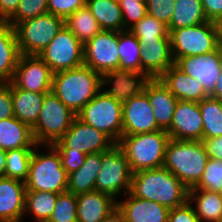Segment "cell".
I'll return each mask as SVG.
<instances>
[{
	"instance_id": "45",
	"label": "cell",
	"mask_w": 222,
	"mask_h": 222,
	"mask_svg": "<svg viewBox=\"0 0 222 222\" xmlns=\"http://www.w3.org/2000/svg\"><path fill=\"white\" fill-rule=\"evenodd\" d=\"M168 222H200L192 205L187 201L185 204L172 208L168 214Z\"/></svg>"
},
{
	"instance_id": "39",
	"label": "cell",
	"mask_w": 222,
	"mask_h": 222,
	"mask_svg": "<svg viewBox=\"0 0 222 222\" xmlns=\"http://www.w3.org/2000/svg\"><path fill=\"white\" fill-rule=\"evenodd\" d=\"M194 188L222 194V160L209 157L204 173Z\"/></svg>"
},
{
	"instance_id": "44",
	"label": "cell",
	"mask_w": 222,
	"mask_h": 222,
	"mask_svg": "<svg viewBox=\"0 0 222 222\" xmlns=\"http://www.w3.org/2000/svg\"><path fill=\"white\" fill-rule=\"evenodd\" d=\"M87 0H48V13L66 19L79 8L86 6Z\"/></svg>"
},
{
	"instance_id": "21",
	"label": "cell",
	"mask_w": 222,
	"mask_h": 222,
	"mask_svg": "<svg viewBox=\"0 0 222 222\" xmlns=\"http://www.w3.org/2000/svg\"><path fill=\"white\" fill-rule=\"evenodd\" d=\"M144 92L147 94L158 127L167 131L172 123L178 99L159 78L151 79Z\"/></svg>"
},
{
	"instance_id": "40",
	"label": "cell",
	"mask_w": 222,
	"mask_h": 222,
	"mask_svg": "<svg viewBox=\"0 0 222 222\" xmlns=\"http://www.w3.org/2000/svg\"><path fill=\"white\" fill-rule=\"evenodd\" d=\"M48 0H20L16 13L7 21L15 27L18 23L48 13Z\"/></svg>"
},
{
	"instance_id": "14",
	"label": "cell",
	"mask_w": 222,
	"mask_h": 222,
	"mask_svg": "<svg viewBox=\"0 0 222 222\" xmlns=\"http://www.w3.org/2000/svg\"><path fill=\"white\" fill-rule=\"evenodd\" d=\"M174 65L183 73L197 79L204 91L211 95L221 72L222 46L204 55L178 58Z\"/></svg>"
},
{
	"instance_id": "33",
	"label": "cell",
	"mask_w": 222,
	"mask_h": 222,
	"mask_svg": "<svg viewBox=\"0 0 222 222\" xmlns=\"http://www.w3.org/2000/svg\"><path fill=\"white\" fill-rule=\"evenodd\" d=\"M65 26L84 45L102 31L97 20L87 6L79 8L65 19Z\"/></svg>"
},
{
	"instance_id": "51",
	"label": "cell",
	"mask_w": 222,
	"mask_h": 222,
	"mask_svg": "<svg viewBox=\"0 0 222 222\" xmlns=\"http://www.w3.org/2000/svg\"><path fill=\"white\" fill-rule=\"evenodd\" d=\"M210 96L222 101V67L215 88Z\"/></svg>"
},
{
	"instance_id": "29",
	"label": "cell",
	"mask_w": 222,
	"mask_h": 222,
	"mask_svg": "<svg viewBox=\"0 0 222 222\" xmlns=\"http://www.w3.org/2000/svg\"><path fill=\"white\" fill-rule=\"evenodd\" d=\"M188 202L192 205L200 222L220 221L222 194L192 187L188 192Z\"/></svg>"
},
{
	"instance_id": "30",
	"label": "cell",
	"mask_w": 222,
	"mask_h": 222,
	"mask_svg": "<svg viewBox=\"0 0 222 222\" xmlns=\"http://www.w3.org/2000/svg\"><path fill=\"white\" fill-rule=\"evenodd\" d=\"M89 8L102 30L123 31L124 21L118 0H87Z\"/></svg>"
},
{
	"instance_id": "31",
	"label": "cell",
	"mask_w": 222,
	"mask_h": 222,
	"mask_svg": "<svg viewBox=\"0 0 222 222\" xmlns=\"http://www.w3.org/2000/svg\"><path fill=\"white\" fill-rule=\"evenodd\" d=\"M168 30L195 26L207 22L201 0H176Z\"/></svg>"
},
{
	"instance_id": "47",
	"label": "cell",
	"mask_w": 222,
	"mask_h": 222,
	"mask_svg": "<svg viewBox=\"0 0 222 222\" xmlns=\"http://www.w3.org/2000/svg\"><path fill=\"white\" fill-rule=\"evenodd\" d=\"M208 21L217 22L222 18V0H201Z\"/></svg>"
},
{
	"instance_id": "3",
	"label": "cell",
	"mask_w": 222,
	"mask_h": 222,
	"mask_svg": "<svg viewBox=\"0 0 222 222\" xmlns=\"http://www.w3.org/2000/svg\"><path fill=\"white\" fill-rule=\"evenodd\" d=\"M208 158L202 141L170 139L163 167L190 189L200 181Z\"/></svg>"
},
{
	"instance_id": "52",
	"label": "cell",
	"mask_w": 222,
	"mask_h": 222,
	"mask_svg": "<svg viewBox=\"0 0 222 222\" xmlns=\"http://www.w3.org/2000/svg\"><path fill=\"white\" fill-rule=\"evenodd\" d=\"M6 151L0 148V177L5 175Z\"/></svg>"
},
{
	"instance_id": "15",
	"label": "cell",
	"mask_w": 222,
	"mask_h": 222,
	"mask_svg": "<svg viewBox=\"0 0 222 222\" xmlns=\"http://www.w3.org/2000/svg\"><path fill=\"white\" fill-rule=\"evenodd\" d=\"M59 141L66 148L72 151L80 150L86 155L108 151L115 145L106 134L86 124L77 116Z\"/></svg>"
},
{
	"instance_id": "34",
	"label": "cell",
	"mask_w": 222,
	"mask_h": 222,
	"mask_svg": "<svg viewBox=\"0 0 222 222\" xmlns=\"http://www.w3.org/2000/svg\"><path fill=\"white\" fill-rule=\"evenodd\" d=\"M58 194L26 190L24 217L29 214L34 222H47L54 210Z\"/></svg>"
},
{
	"instance_id": "22",
	"label": "cell",
	"mask_w": 222,
	"mask_h": 222,
	"mask_svg": "<svg viewBox=\"0 0 222 222\" xmlns=\"http://www.w3.org/2000/svg\"><path fill=\"white\" fill-rule=\"evenodd\" d=\"M141 72L151 79L160 78L174 65L170 40L146 41L141 45Z\"/></svg>"
},
{
	"instance_id": "24",
	"label": "cell",
	"mask_w": 222,
	"mask_h": 222,
	"mask_svg": "<svg viewBox=\"0 0 222 222\" xmlns=\"http://www.w3.org/2000/svg\"><path fill=\"white\" fill-rule=\"evenodd\" d=\"M116 208L117 200L109 194L93 191L77 195L79 222H101Z\"/></svg>"
},
{
	"instance_id": "50",
	"label": "cell",
	"mask_w": 222,
	"mask_h": 222,
	"mask_svg": "<svg viewBox=\"0 0 222 222\" xmlns=\"http://www.w3.org/2000/svg\"><path fill=\"white\" fill-rule=\"evenodd\" d=\"M101 222H125V218L123 213L118 208H116Z\"/></svg>"
},
{
	"instance_id": "43",
	"label": "cell",
	"mask_w": 222,
	"mask_h": 222,
	"mask_svg": "<svg viewBox=\"0 0 222 222\" xmlns=\"http://www.w3.org/2000/svg\"><path fill=\"white\" fill-rule=\"evenodd\" d=\"M147 14L155 19L169 25L173 13L176 0H145Z\"/></svg>"
},
{
	"instance_id": "38",
	"label": "cell",
	"mask_w": 222,
	"mask_h": 222,
	"mask_svg": "<svg viewBox=\"0 0 222 222\" xmlns=\"http://www.w3.org/2000/svg\"><path fill=\"white\" fill-rule=\"evenodd\" d=\"M77 220V195L68 191L58 194L54 210L47 222H73Z\"/></svg>"
},
{
	"instance_id": "46",
	"label": "cell",
	"mask_w": 222,
	"mask_h": 222,
	"mask_svg": "<svg viewBox=\"0 0 222 222\" xmlns=\"http://www.w3.org/2000/svg\"><path fill=\"white\" fill-rule=\"evenodd\" d=\"M13 116L11 83H0V121Z\"/></svg>"
},
{
	"instance_id": "13",
	"label": "cell",
	"mask_w": 222,
	"mask_h": 222,
	"mask_svg": "<svg viewBox=\"0 0 222 222\" xmlns=\"http://www.w3.org/2000/svg\"><path fill=\"white\" fill-rule=\"evenodd\" d=\"M53 73L39 55L19 56L11 84L26 91L46 94L51 92Z\"/></svg>"
},
{
	"instance_id": "8",
	"label": "cell",
	"mask_w": 222,
	"mask_h": 222,
	"mask_svg": "<svg viewBox=\"0 0 222 222\" xmlns=\"http://www.w3.org/2000/svg\"><path fill=\"white\" fill-rule=\"evenodd\" d=\"M77 117L106 134L115 144L123 136L122 104L103 90L82 108Z\"/></svg>"
},
{
	"instance_id": "28",
	"label": "cell",
	"mask_w": 222,
	"mask_h": 222,
	"mask_svg": "<svg viewBox=\"0 0 222 222\" xmlns=\"http://www.w3.org/2000/svg\"><path fill=\"white\" fill-rule=\"evenodd\" d=\"M14 116L31 128L37 122L45 94L34 93L11 84Z\"/></svg>"
},
{
	"instance_id": "2",
	"label": "cell",
	"mask_w": 222,
	"mask_h": 222,
	"mask_svg": "<svg viewBox=\"0 0 222 222\" xmlns=\"http://www.w3.org/2000/svg\"><path fill=\"white\" fill-rule=\"evenodd\" d=\"M102 90V75L86 65L53 74L51 91L75 114Z\"/></svg>"
},
{
	"instance_id": "4",
	"label": "cell",
	"mask_w": 222,
	"mask_h": 222,
	"mask_svg": "<svg viewBox=\"0 0 222 222\" xmlns=\"http://www.w3.org/2000/svg\"><path fill=\"white\" fill-rule=\"evenodd\" d=\"M41 147H45V151L47 149L46 153L39 150ZM67 184L68 174L61 166L58 150L53 145L37 144L29 164V175L25 182L26 190L60 194L67 191Z\"/></svg>"
},
{
	"instance_id": "37",
	"label": "cell",
	"mask_w": 222,
	"mask_h": 222,
	"mask_svg": "<svg viewBox=\"0 0 222 222\" xmlns=\"http://www.w3.org/2000/svg\"><path fill=\"white\" fill-rule=\"evenodd\" d=\"M130 31L141 45L146 41L170 40L167 25L148 14L133 25Z\"/></svg>"
},
{
	"instance_id": "18",
	"label": "cell",
	"mask_w": 222,
	"mask_h": 222,
	"mask_svg": "<svg viewBox=\"0 0 222 222\" xmlns=\"http://www.w3.org/2000/svg\"><path fill=\"white\" fill-rule=\"evenodd\" d=\"M122 110L123 136L161 130L157 125L152 107L145 92L123 103Z\"/></svg>"
},
{
	"instance_id": "27",
	"label": "cell",
	"mask_w": 222,
	"mask_h": 222,
	"mask_svg": "<svg viewBox=\"0 0 222 222\" xmlns=\"http://www.w3.org/2000/svg\"><path fill=\"white\" fill-rule=\"evenodd\" d=\"M102 152L85 156L84 164L68 174L67 191L75 195L95 191V181L101 169Z\"/></svg>"
},
{
	"instance_id": "36",
	"label": "cell",
	"mask_w": 222,
	"mask_h": 222,
	"mask_svg": "<svg viewBox=\"0 0 222 222\" xmlns=\"http://www.w3.org/2000/svg\"><path fill=\"white\" fill-rule=\"evenodd\" d=\"M34 148H18L6 151L4 177L26 182L29 175V164Z\"/></svg>"
},
{
	"instance_id": "6",
	"label": "cell",
	"mask_w": 222,
	"mask_h": 222,
	"mask_svg": "<svg viewBox=\"0 0 222 222\" xmlns=\"http://www.w3.org/2000/svg\"><path fill=\"white\" fill-rule=\"evenodd\" d=\"M76 116L52 91L46 93L39 118L32 127L36 144L54 145L65 135Z\"/></svg>"
},
{
	"instance_id": "42",
	"label": "cell",
	"mask_w": 222,
	"mask_h": 222,
	"mask_svg": "<svg viewBox=\"0 0 222 222\" xmlns=\"http://www.w3.org/2000/svg\"><path fill=\"white\" fill-rule=\"evenodd\" d=\"M53 146L58 150L61 166L66 170L67 174L78 170L84 164L86 154L82 151H72V149L66 148L60 141H57Z\"/></svg>"
},
{
	"instance_id": "53",
	"label": "cell",
	"mask_w": 222,
	"mask_h": 222,
	"mask_svg": "<svg viewBox=\"0 0 222 222\" xmlns=\"http://www.w3.org/2000/svg\"><path fill=\"white\" fill-rule=\"evenodd\" d=\"M216 23L218 28L219 42L220 45L222 46V18L219 19Z\"/></svg>"
},
{
	"instance_id": "10",
	"label": "cell",
	"mask_w": 222,
	"mask_h": 222,
	"mask_svg": "<svg viewBox=\"0 0 222 222\" xmlns=\"http://www.w3.org/2000/svg\"><path fill=\"white\" fill-rule=\"evenodd\" d=\"M65 26V19L46 13L18 23L14 29L20 54L38 55Z\"/></svg>"
},
{
	"instance_id": "20",
	"label": "cell",
	"mask_w": 222,
	"mask_h": 222,
	"mask_svg": "<svg viewBox=\"0 0 222 222\" xmlns=\"http://www.w3.org/2000/svg\"><path fill=\"white\" fill-rule=\"evenodd\" d=\"M25 183L0 177V222H22L25 210Z\"/></svg>"
},
{
	"instance_id": "48",
	"label": "cell",
	"mask_w": 222,
	"mask_h": 222,
	"mask_svg": "<svg viewBox=\"0 0 222 222\" xmlns=\"http://www.w3.org/2000/svg\"><path fill=\"white\" fill-rule=\"evenodd\" d=\"M208 157L222 160V136L201 140Z\"/></svg>"
},
{
	"instance_id": "35",
	"label": "cell",
	"mask_w": 222,
	"mask_h": 222,
	"mask_svg": "<svg viewBox=\"0 0 222 222\" xmlns=\"http://www.w3.org/2000/svg\"><path fill=\"white\" fill-rule=\"evenodd\" d=\"M203 118V139L222 136V101L210 95L199 102Z\"/></svg>"
},
{
	"instance_id": "16",
	"label": "cell",
	"mask_w": 222,
	"mask_h": 222,
	"mask_svg": "<svg viewBox=\"0 0 222 222\" xmlns=\"http://www.w3.org/2000/svg\"><path fill=\"white\" fill-rule=\"evenodd\" d=\"M166 132L170 139L201 141L203 139V118L199 102L178 100L172 123Z\"/></svg>"
},
{
	"instance_id": "11",
	"label": "cell",
	"mask_w": 222,
	"mask_h": 222,
	"mask_svg": "<svg viewBox=\"0 0 222 222\" xmlns=\"http://www.w3.org/2000/svg\"><path fill=\"white\" fill-rule=\"evenodd\" d=\"M83 48L84 45L64 26L38 55L54 74L83 65Z\"/></svg>"
},
{
	"instance_id": "49",
	"label": "cell",
	"mask_w": 222,
	"mask_h": 222,
	"mask_svg": "<svg viewBox=\"0 0 222 222\" xmlns=\"http://www.w3.org/2000/svg\"><path fill=\"white\" fill-rule=\"evenodd\" d=\"M20 0H0V22H7L17 11Z\"/></svg>"
},
{
	"instance_id": "1",
	"label": "cell",
	"mask_w": 222,
	"mask_h": 222,
	"mask_svg": "<svg viewBox=\"0 0 222 222\" xmlns=\"http://www.w3.org/2000/svg\"><path fill=\"white\" fill-rule=\"evenodd\" d=\"M188 192L172 172L162 167L133 173L129 193L172 209L188 201Z\"/></svg>"
},
{
	"instance_id": "12",
	"label": "cell",
	"mask_w": 222,
	"mask_h": 222,
	"mask_svg": "<svg viewBox=\"0 0 222 222\" xmlns=\"http://www.w3.org/2000/svg\"><path fill=\"white\" fill-rule=\"evenodd\" d=\"M84 65L99 74L118 70V31L102 30L84 44Z\"/></svg>"
},
{
	"instance_id": "32",
	"label": "cell",
	"mask_w": 222,
	"mask_h": 222,
	"mask_svg": "<svg viewBox=\"0 0 222 222\" xmlns=\"http://www.w3.org/2000/svg\"><path fill=\"white\" fill-rule=\"evenodd\" d=\"M118 51V70L141 72V44L130 29L118 32Z\"/></svg>"
},
{
	"instance_id": "5",
	"label": "cell",
	"mask_w": 222,
	"mask_h": 222,
	"mask_svg": "<svg viewBox=\"0 0 222 222\" xmlns=\"http://www.w3.org/2000/svg\"><path fill=\"white\" fill-rule=\"evenodd\" d=\"M170 140L164 130L143 134L122 136L118 145L126 154L131 171L162 168L165 161L166 147Z\"/></svg>"
},
{
	"instance_id": "7",
	"label": "cell",
	"mask_w": 222,
	"mask_h": 222,
	"mask_svg": "<svg viewBox=\"0 0 222 222\" xmlns=\"http://www.w3.org/2000/svg\"><path fill=\"white\" fill-rule=\"evenodd\" d=\"M168 31L174 62L184 56L213 52L220 46L216 22L207 21L195 26Z\"/></svg>"
},
{
	"instance_id": "26",
	"label": "cell",
	"mask_w": 222,
	"mask_h": 222,
	"mask_svg": "<svg viewBox=\"0 0 222 222\" xmlns=\"http://www.w3.org/2000/svg\"><path fill=\"white\" fill-rule=\"evenodd\" d=\"M36 142L32 128L15 116L0 121V148L9 151L18 148H34Z\"/></svg>"
},
{
	"instance_id": "23",
	"label": "cell",
	"mask_w": 222,
	"mask_h": 222,
	"mask_svg": "<svg viewBox=\"0 0 222 222\" xmlns=\"http://www.w3.org/2000/svg\"><path fill=\"white\" fill-rule=\"evenodd\" d=\"M159 79L178 100L201 102L209 96L197 79L183 73L175 65L169 67Z\"/></svg>"
},
{
	"instance_id": "25",
	"label": "cell",
	"mask_w": 222,
	"mask_h": 222,
	"mask_svg": "<svg viewBox=\"0 0 222 222\" xmlns=\"http://www.w3.org/2000/svg\"><path fill=\"white\" fill-rule=\"evenodd\" d=\"M14 27L0 22V83H10L20 56Z\"/></svg>"
},
{
	"instance_id": "19",
	"label": "cell",
	"mask_w": 222,
	"mask_h": 222,
	"mask_svg": "<svg viewBox=\"0 0 222 222\" xmlns=\"http://www.w3.org/2000/svg\"><path fill=\"white\" fill-rule=\"evenodd\" d=\"M124 196L123 200L118 198L117 208L123 213L125 222H168V207L130 193Z\"/></svg>"
},
{
	"instance_id": "17",
	"label": "cell",
	"mask_w": 222,
	"mask_h": 222,
	"mask_svg": "<svg viewBox=\"0 0 222 222\" xmlns=\"http://www.w3.org/2000/svg\"><path fill=\"white\" fill-rule=\"evenodd\" d=\"M150 80L151 78L144 72L111 70L102 74V90L123 104L143 93Z\"/></svg>"
},
{
	"instance_id": "41",
	"label": "cell",
	"mask_w": 222,
	"mask_h": 222,
	"mask_svg": "<svg viewBox=\"0 0 222 222\" xmlns=\"http://www.w3.org/2000/svg\"><path fill=\"white\" fill-rule=\"evenodd\" d=\"M124 21V30L130 29L147 14L145 0H118Z\"/></svg>"
},
{
	"instance_id": "9",
	"label": "cell",
	"mask_w": 222,
	"mask_h": 222,
	"mask_svg": "<svg viewBox=\"0 0 222 222\" xmlns=\"http://www.w3.org/2000/svg\"><path fill=\"white\" fill-rule=\"evenodd\" d=\"M132 175L126 154L118 144H115L108 151L102 152L101 169L95 181V191L109 194L118 200V196L122 197L121 195L130 192Z\"/></svg>"
}]
</instances>
